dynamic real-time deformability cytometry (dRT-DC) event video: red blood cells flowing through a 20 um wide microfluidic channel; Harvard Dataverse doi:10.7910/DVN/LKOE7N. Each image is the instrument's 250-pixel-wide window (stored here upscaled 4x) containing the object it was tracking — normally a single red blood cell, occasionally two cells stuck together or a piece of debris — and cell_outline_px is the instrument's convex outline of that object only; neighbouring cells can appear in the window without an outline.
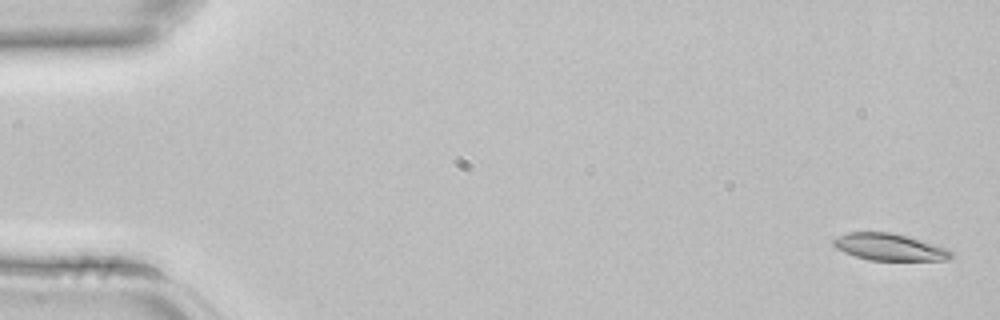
{"species": "common noctule bat (a hibernating species)", "species_latin": "Nyctalus noctula", "temperature_condition": "room temperature", "stored_images_in_passage": 4, "camera_frame_rate_fps": 3000, "um_per_image_px": 0.085, "animal": {"sex": "female", "body_mass_g": 22.7, "forearm_length_mm": 54.2}, "frame": {"image": 1, "passage_image": 1, "time_ms": 0.0, "image_size_px": [1000, 320], "cell_outline_px": [[952, 256], [948, 260], [868, 260], [844, 252], [836, 248], [832, 244], [832, 240], [836, 236], [848, 232], [892, 232], [908, 236], [948, 248], [952, 252]], "centroid_in_image_um": [75.59, 20.99], "position_along_channel_um": 9.4, "area_um2": 18.55}}
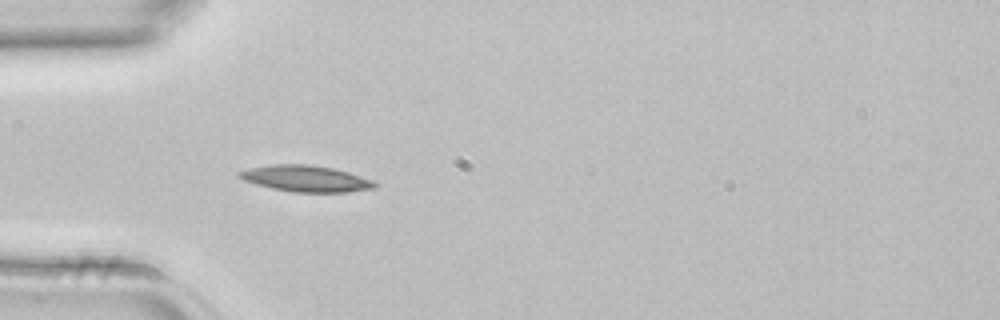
{"frame": {"image": 2, "passage_image": 4, "time_ms": 1.0, "image_size_px": [1000, 320], "cell_outline_px": [[376, 188], [348, 192], [292, 192], [272, 188], [256, 184], [244, 180], [236, 176], [236, 172], [248, 168], [272, 164], [308, 164], [332, 168], [348, 172], [372, 180], [376, 184]], "centroid_in_image_um": [25.95, 15.18], "position_along_channel_um": 59.0, "area_um2": 20.75}}